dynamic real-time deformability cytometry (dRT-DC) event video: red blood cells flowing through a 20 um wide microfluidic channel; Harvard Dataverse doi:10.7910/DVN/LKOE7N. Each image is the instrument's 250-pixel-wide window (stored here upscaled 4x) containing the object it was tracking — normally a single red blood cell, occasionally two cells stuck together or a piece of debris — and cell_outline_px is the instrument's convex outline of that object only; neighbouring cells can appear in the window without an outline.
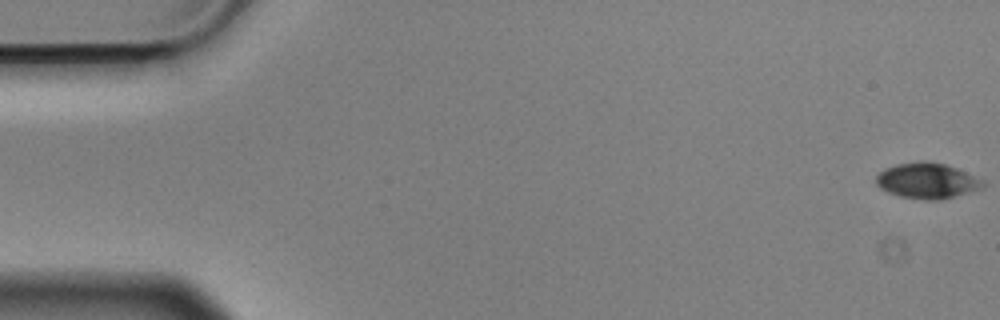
{"species": "Egyptian fruit bat (a non-hibernating species)", "species_latin": "Rousettus aegyptiacus", "temperature_condition": "cold", "stored_images_in_passage": 57, "camera_frame_rate_fps": 3000, "um_per_image_px": 0.085, "animal": {"sex": "male"}, "frame": {"image": 1, "passage_image": 1, "time_ms": 0.0, "image_size_px": [1000, 320], "cell_outline_px": [[984, 188], [940, 200], [928, 200], [900, 196], [888, 192], [880, 188], [876, 184], [876, 176], [884, 168], [896, 164], [920, 160], [924, 160], [944, 164], [956, 168], [984, 180]], "centroid_in_image_um": [78.8, 15.35], "position_along_channel_um": 6.2, "area_um2": 22.2}}
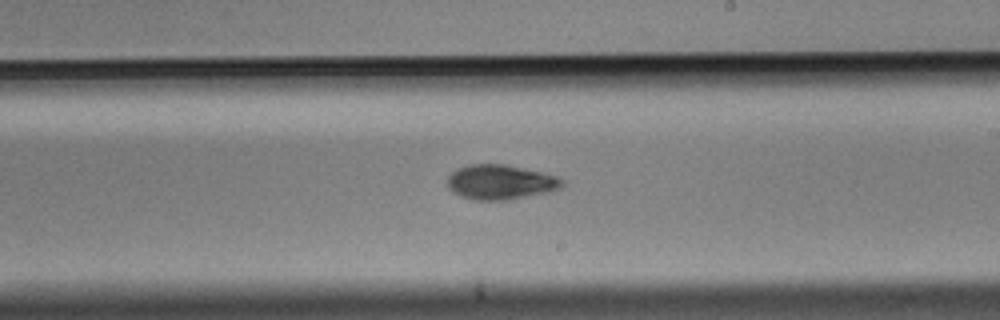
{"frame": {"image": 2, "passage_image": 33, "time_ms": 10.667, "image_size_px": [1000, 320], "cell_outline_px": [[564, 184], [560, 188], [544, 192], [508, 200], [476, 200], [460, 196], [448, 188], [448, 176], [456, 168], [468, 164], [508, 164], [544, 172], [556, 176], [564, 180]], "centroid_in_image_um": [42.52, 15.46], "position_along_channel_um": 246.5, "area_um2": 23.29}}
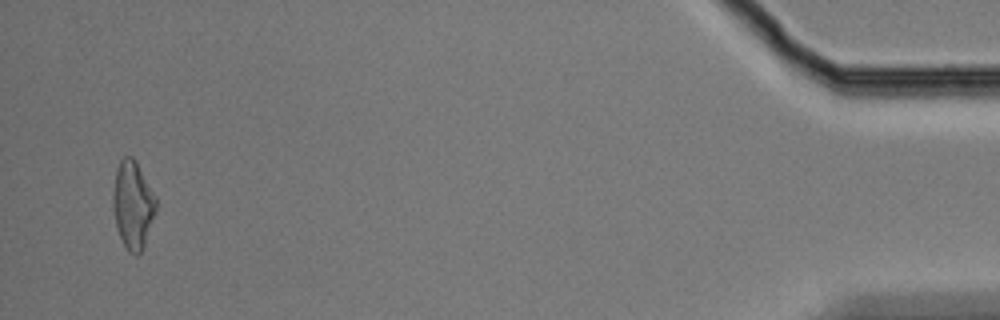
{"frame": {"image": 3, "passage_image": 55, "time_ms": 18.0, "image_size_px": [1000, 320], "cell_outline_px": [[156, 212], [144, 248], [136, 256], [128, 252], [120, 236], [116, 224], [112, 208], [112, 192], [116, 168], [120, 160], [124, 156], [132, 156], [136, 160], [156, 196]], "centroid_in_image_um": [11.29, 17.4], "position_along_channel_um": 423.9, "area_um2": 22.37}, "authors_computed_cell_mechanics": {"area_um2": 22.1952, "velocity_mm_per_s": 3.5805, "shape_relaxation_time_tau1_ms": 2.3873, "shape_relaxation_time_tau2_ms": 4.5053, "deformation_change_tau1": 0.1074, "deformation_change_tau2": 0.1051}}